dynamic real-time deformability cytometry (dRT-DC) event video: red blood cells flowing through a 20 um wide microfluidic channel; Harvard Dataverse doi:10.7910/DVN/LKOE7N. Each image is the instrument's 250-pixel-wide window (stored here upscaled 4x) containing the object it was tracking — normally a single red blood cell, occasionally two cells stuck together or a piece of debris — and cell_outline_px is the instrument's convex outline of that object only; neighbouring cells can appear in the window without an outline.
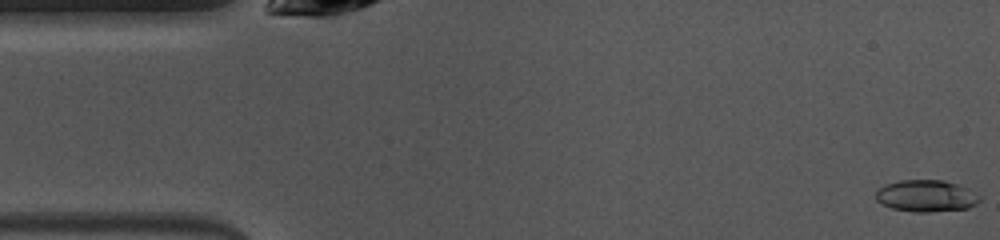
{"species": "common noctule bat (a hibernating species)", "species_latin": "Nyctalus noctula", "temperature_condition": "warm", "stored_images_in_passage": 48, "camera_frame_rate_fps": 3000, "um_per_image_px": 0.085, "animal": {"sex": "female", "body_mass_g": 10.0, "forearm_length_mm": 53.1}, "frame": {"image": 1, "passage_image": 1, "time_ms": 0.0, "image_size_px": [1000, 240], "cell_outline_px": [[980, 200], [976, 204], [968, 208], [928, 212], [916, 212], [892, 208], [880, 204], [876, 200], [876, 192], [884, 184], [900, 180], [944, 180], [968, 188], [980, 196]], "centroid_in_image_um": [78.71, 16.65], "position_along_channel_um": 6.3, "area_um2": 19.25}}
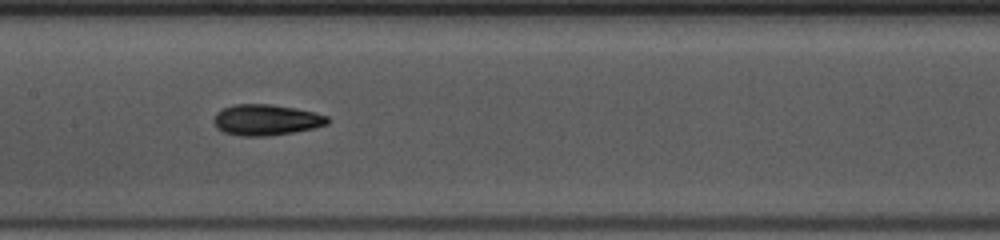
{"frame": {"image": 2, "passage_image": 22, "time_ms": 7.0, "image_size_px": [1000, 240], "cell_outline_px": [[328, 124], [312, 128], [292, 132], [268, 136], [240, 136], [224, 132], [216, 128], [212, 120], [216, 112], [224, 108], [236, 104], [268, 104], [292, 108], [312, 112], [328, 116]], "centroid_in_image_um": [22.56, 10.2], "position_along_channel_um": 184.8, "area_um2": 20.29}}
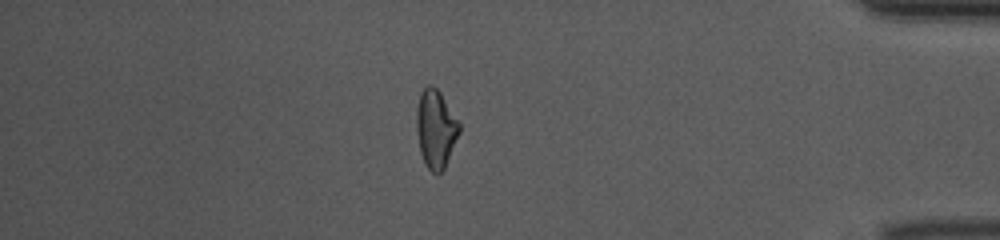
{"frame": {"image": 3, "passage_image": 41, "time_ms": 13.333, "image_size_px": [1000, 240], "cell_outline_px": [[460, 132], [444, 168], [436, 176], [424, 164], [420, 152], [416, 128], [416, 108], [420, 92], [428, 84], [432, 84], [440, 92], [460, 124]], "centroid_in_image_um": [37.01, 10.95], "position_along_channel_um": 398.2, "area_um2": 19.54}, "authors_computed_cell_mechanics": {"area_um2": 19.5364, "velocity_mm_per_s": 4.0418, "shape_relaxation_time_tau1_ms": 3.3079, "shape_relaxation_time_tau2_ms": 2.7123, "deformation_change_tau1": 0.145, "deformation_change_tau2": 0.1092}}